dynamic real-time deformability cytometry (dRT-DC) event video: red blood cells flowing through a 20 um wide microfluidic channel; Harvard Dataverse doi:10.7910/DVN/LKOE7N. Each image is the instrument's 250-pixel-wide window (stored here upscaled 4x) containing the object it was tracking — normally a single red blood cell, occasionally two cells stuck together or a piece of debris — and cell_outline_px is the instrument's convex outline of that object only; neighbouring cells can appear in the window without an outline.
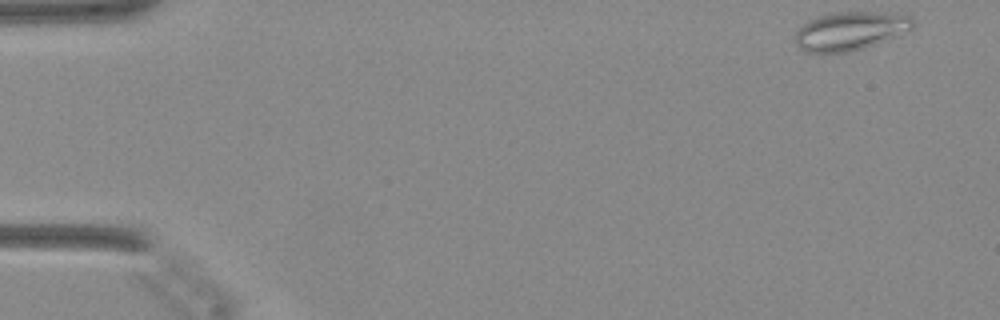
{"species": "Egyptian fruit bat (a non-hibernating species)", "species_latin": "Rousettus aegyptiacus", "temperature_condition": "warm", "stored_images_in_passage": 10, "camera_frame_rate_fps": 3000, "um_per_image_px": 0.085, "animal": {"sex": "female"}, "frame": {"image": 1, "passage_image": 1, "time_ms": 0.0, "image_size_px": [1000, 320], "cell_outline_px": [[912, 28], [900, 36], [864, 48], [848, 52], [804, 52], [796, 44], [796, 32], [808, 20], [816, 16], [836, 12], [892, 12], [912, 16]], "centroid_in_image_um": [72.31, 2.62], "position_along_channel_um": 12.7, "area_um2": 26.59}}